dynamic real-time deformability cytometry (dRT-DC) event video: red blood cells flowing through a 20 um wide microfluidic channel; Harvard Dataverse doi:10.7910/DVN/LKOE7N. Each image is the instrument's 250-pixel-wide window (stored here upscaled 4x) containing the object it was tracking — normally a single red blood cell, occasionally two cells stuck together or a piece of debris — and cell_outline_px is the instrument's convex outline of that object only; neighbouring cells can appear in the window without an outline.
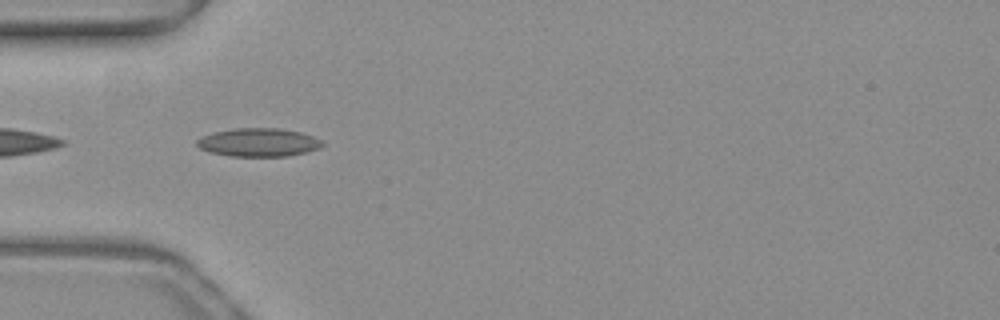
{"species": "common noctule bat (a hibernating species)", "species_latin": "Nyctalus noctula", "temperature_condition": "warm", "stored_images_in_passage": 38, "camera_frame_rate_fps": 3000, "um_per_image_px": 0.085, "animal": {"sex": "female", "body_mass_g": 19.3, "forearm_length_mm": 54.1}, "frame": {"image": 1, "passage_image": 4, "time_ms": 1.0, "image_size_px": [1000, 320], "cell_outline_px": [[324, 144], [320, 148], [308, 152], [288, 156], [228, 156], [208, 152], [200, 148], [196, 144], [196, 140], [204, 136], [216, 132], [236, 128], [280, 128], [300, 132], [324, 140]], "centroid_in_image_um": [22.02, 12.11], "position_along_channel_um": 63.0, "area_um2": 20.81}}
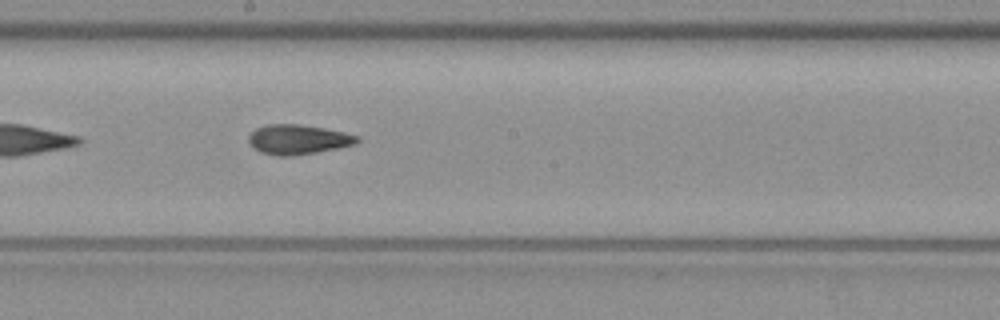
{"frame": {"image": 2, "passage_image": 16, "time_ms": 5.0, "image_size_px": [1000, 320], "cell_outline_px": [[360, 140], [356, 144], [316, 152], [292, 156], [276, 156], [260, 152], [248, 140], [248, 136], [256, 128], [268, 124], [300, 124], [324, 128], [344, 132], [360, 136]], "centroid_in_image_um": [25.35, 11.85], "position_along_channel_um": 222.8, "area_um2": 18.73}}
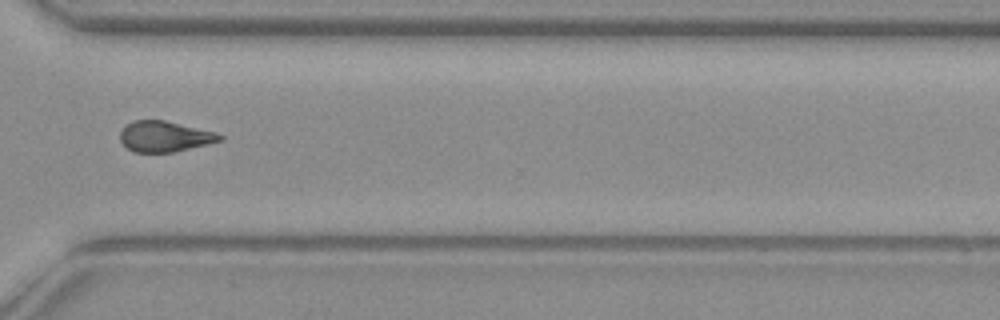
{"frame": {"image": 3, "passage_image": 26, "time_ms": 8.333, "image_size_px": [1000, 320], "cell_outline_px": [[224, 140], [208, 144], [172, 152], [132, 152], [120, 140], [120, 132], [132, 120], [164, 120], [216, 132], [224, 136]], "centroid_in_image_um": [14.02, 11.6], "position_along_channel_um": 356.6, "area_um2": 17.74}, "authors_computed_cell_mechanics": {"area_um2": 18.3515, "velocity_mm_per_s": 4.0247, "shape_relaxation_time_tau1_ms": 8.3531, "shape_relaxation_time_tau2_ms": 5.8659, "deformation_change_tau1": 0.1924, "deformation_change_tau2": 0.1565}}